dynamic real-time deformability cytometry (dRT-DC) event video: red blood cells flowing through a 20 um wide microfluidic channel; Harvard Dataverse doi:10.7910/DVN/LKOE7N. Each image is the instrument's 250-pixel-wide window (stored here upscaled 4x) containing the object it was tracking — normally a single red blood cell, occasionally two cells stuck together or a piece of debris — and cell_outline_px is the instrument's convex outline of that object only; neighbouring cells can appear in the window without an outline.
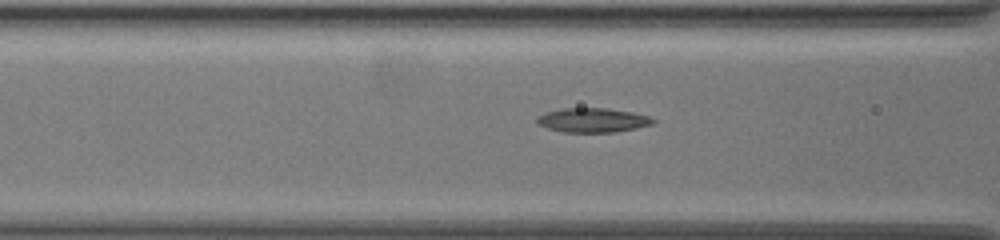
{"species": "common noctule bat (a hibernating species)", "species_latin": "Nyctalus noctula", "temperature_condition": "warm", "stored_images_in_passage": 15, "camera_frame_rate_fps": 3000, "um_per_image_px": 0.085, "animal": {"sex": "female", "body_mass_g": 19.5, "forearm_length_mm": 54.1}, "frame": {"image": 1, "passage_image": 6, "time_ms": 1.667, "image_size_px": [1000, 240], "cell_outline_px": [[656, 120], [652, 124], [636, 128], [612, 132], [564, 132], [548, 128], [540, 124], [536, 120], [540, 116], [548, 112], [564, 108], [604, 108], [632, 112], [648, 116]], "centroid_in_image_um": [50.41, 10.21], "position_along_channel_um": 116.2, "area_um2": 16.07}}
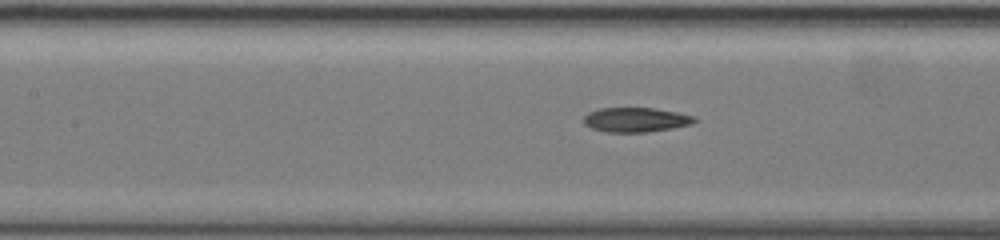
{"frame": {"image": 2, "passage_image": 9, "time_ms": 2.667, "image_size_px": [1000, 240], "cell_outline_px": [[696, 120], [688, 124], [672, 128], [644, 132], [604, 132], [592, 128], [584, 124], [584, 116], [588, 112], [600, 108], [652, 108], [676, 112], [692, 116]], "centroid_in_image_um": [53.96, 10.18], "position_along_channel_um": 153.4, "area_um2": 15.55}}
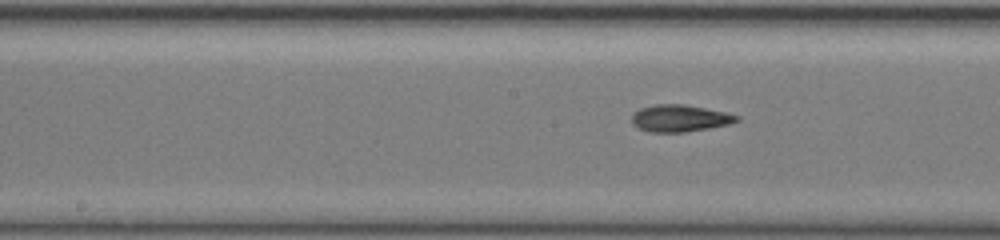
{"frame": {"image": 3, "passage_image": 12, "time_ms": 3.667, "image_size_px": [1000, 240], "cell_outline_px": [[740, 120], [728, 124], [708, 128], [684, 132], [652, 132], [640, 128], [632, 124], [632, 116], [640, 108], [656, 104], [684, 104], [724, 112], [740, 116]], "centroid_in_image_um": [57.79, 10.05], "position_along_channel_um": 190.4, "area_um2": 16.24}}